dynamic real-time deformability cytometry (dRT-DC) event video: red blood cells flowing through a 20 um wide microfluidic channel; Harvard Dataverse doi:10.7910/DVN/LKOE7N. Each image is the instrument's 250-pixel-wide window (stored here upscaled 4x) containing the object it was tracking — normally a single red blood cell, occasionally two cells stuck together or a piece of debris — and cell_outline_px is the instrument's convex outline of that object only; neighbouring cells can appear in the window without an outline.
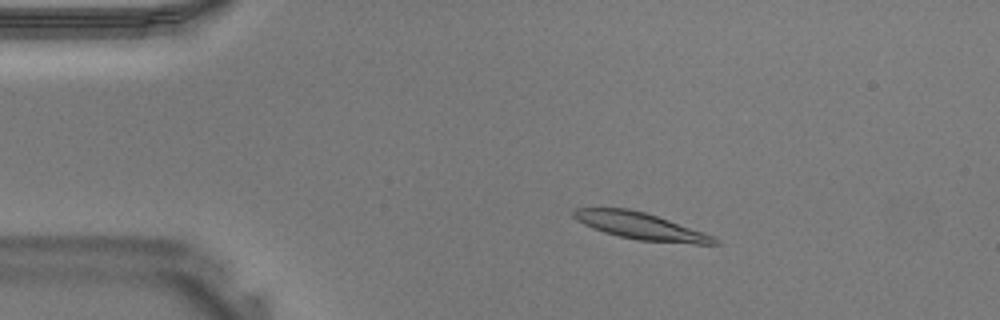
{"species": "Egyptian fruit bat (a non-hibernating species)", "species_latin": "Rousettus aegyptiacus", "temperature_condition": "warm", "stored_images_in_passage": 41, "camera_frame_rate_fps": 3000, "um_per_image_px": 0.085, "animal": {"sex": "male"}, "frame": {"image": 1, "passage_image": 8, "time_ms": 2.333, "image_size_px": [1000, 320], "cell_outline_px": [[720, 244], [696, 244], [636, 240], [604, 232], [592, 228], [576, 220], [572, 216], [572, 212], [576, 208], [628, 208], [644, 212], [704, 232], [720, 240]], "centroid_in_image_um": [54.44, 19.22], "position_along_channel_um": 30.6, "area_um2": 21.91}}
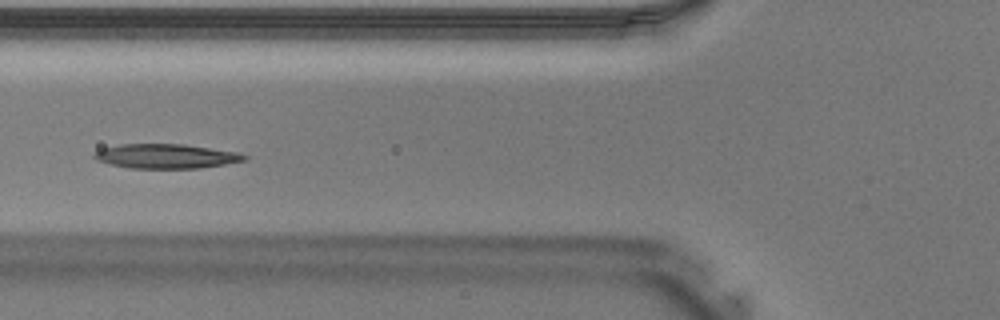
{"frame": {"image": 2, "passage_image": 16, "time_ms": 5.0, "image_size_px": [1000, 320], "cell_outline_px": [[248, 160], [224, 164], [196, 168], [128, 168], [108, 164], [96, 160], [92, 156], [92, 152], [104, 148], [120, 144], [184, 144], [240, 152], [248, 156]], "centroid_in_image_um": [14.1, 13.27], "position_along_channel_um": 111.7, "area_um2": 21.56}}
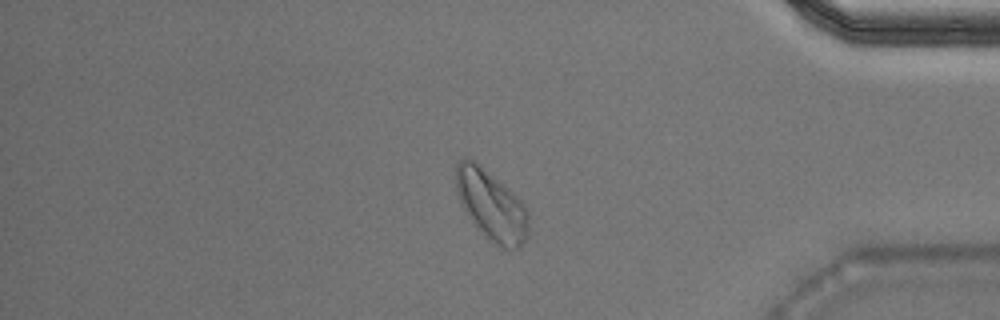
{"frame": {"image": 3, "passage_image": 35, "time_ms": 11.333, "image_size_px": [1000, 320], "cell_outline_px": [[528, 236], [516, 248], [500, 248], [488, 240], [464, 208], [456, 192], [456, 164], [464, 156], [468, 156], [512, 192], [520, 200], [528, 212]], "centroid_in_image_um": [41.76, 17.44], "position_along_channel_um": 393.4, "area_um2": 28.9}}